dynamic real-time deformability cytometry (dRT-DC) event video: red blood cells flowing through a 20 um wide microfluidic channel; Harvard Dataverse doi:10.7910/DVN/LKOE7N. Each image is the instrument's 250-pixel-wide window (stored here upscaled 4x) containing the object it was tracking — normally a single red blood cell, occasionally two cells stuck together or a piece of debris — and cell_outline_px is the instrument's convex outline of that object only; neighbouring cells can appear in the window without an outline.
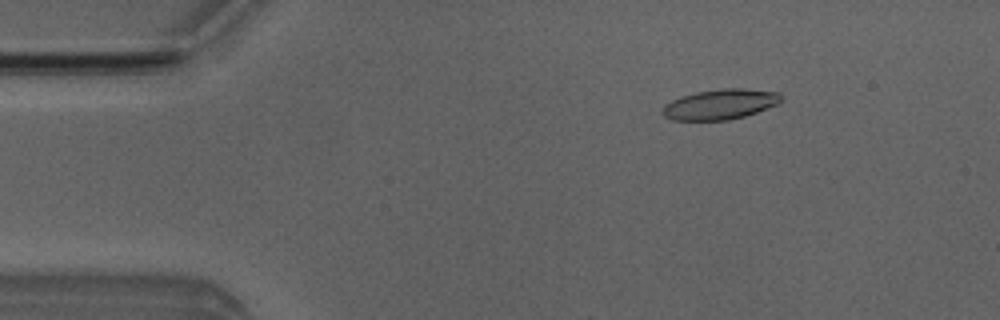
{"species": "Egyptian fruit bat (a non-hibernating species)", "species_latin": "Rousettus aegyptiacus", "temperature_condition": "room temperature", "stored_images_in_passage": 8, "camera_frame_rate_fps": 3000, "um_per_image_px": 0.085, "animal": {"sex": "male"}, "frame": {"image": 1, "passage_image": 2, "time_ms": 2.0, "image_size_px": [1000, 320], "cell_outline_px": [[780, 100], [776, 104], [756, 112], [744, 116], [728, 120], [672, 120], [664, 116], [660, 112], [660, 108], [664, 104], [680, 96], [696, 92], [720, 88], [740, 88], [780, 92]], "centroid_in_image_um": [61.13, 8.86], "position_along_channel_um": 23.9, "area_um2": 20.92}}
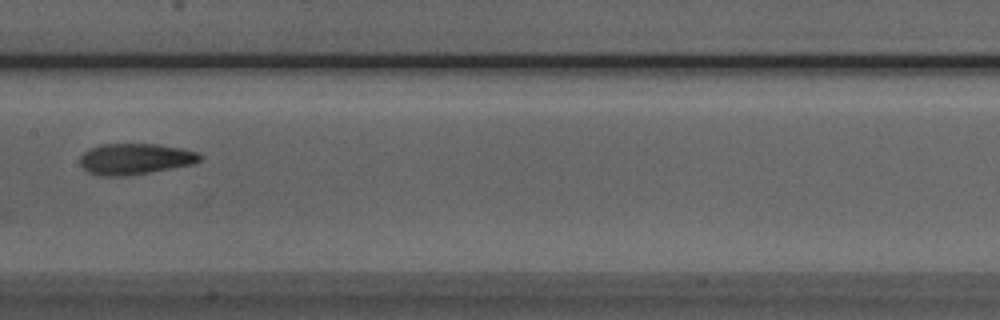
{"frame": {"image": 2, "passage_image": 7, "time_ms": 8.0, "image_size_px": [1000, 320], "cell_outline_px": [[204, 156], [200, 160], [192, 164], [128, 176], [96, 176], [88, 172], [80, 164], [80, 156], [84, 152], [100, 144], [156, 144], [184, 148], [200, 152]], "centroid_in_image_um": [11.5, 13.51], "position_along_channel_um": 195.9, "area_um2": 21.85}}
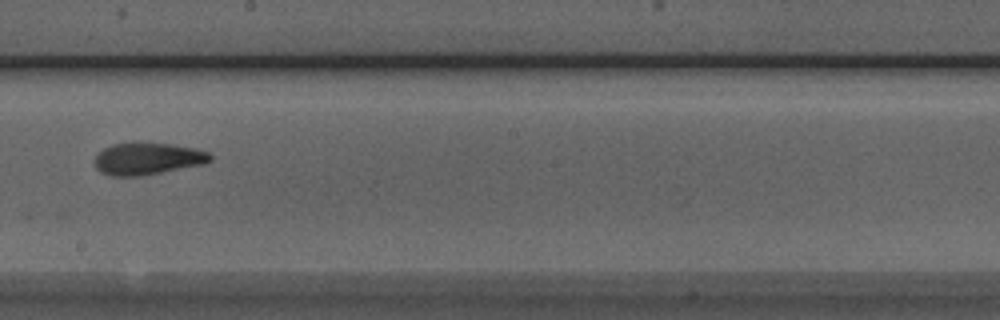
{"frame": {"image": 3, "passage_image": 8, "time_ms": 9.0, "image_size_px": [1000, 320], "cell_outline_px": [[212, 160], [204, 164], [140, 176], [112, 176], [100, 172], [96, 168], [96, 152], [112, 144], [132, 140], [136, 140], [172, 144], [196, 148], [208, 152], [212, 156]], "centroid_in_image_um": [12.52, 13.45], "position_along_channel_um": 235.7, "area_um2": 22.2}}